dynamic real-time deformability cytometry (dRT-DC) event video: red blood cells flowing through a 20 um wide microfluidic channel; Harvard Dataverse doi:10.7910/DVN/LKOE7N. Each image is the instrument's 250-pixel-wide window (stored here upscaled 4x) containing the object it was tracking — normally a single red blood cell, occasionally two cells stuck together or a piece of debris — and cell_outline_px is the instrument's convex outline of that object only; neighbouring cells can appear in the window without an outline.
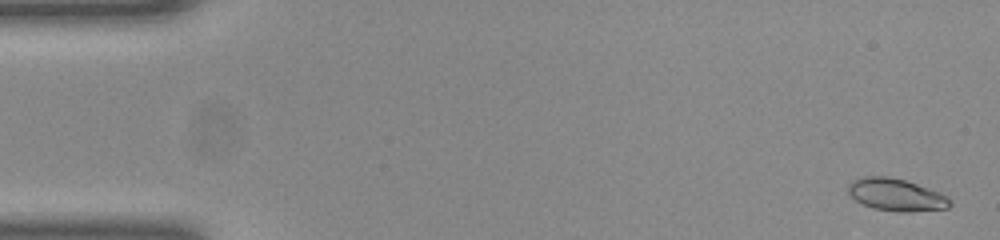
{"species": "common noctule bat (a hibernating species)", "species_latin": "Nyctalus noctula", "temperature_condition": "room temperature", "stored_images_in_passage": 51, "camera_frame_rate_fps": 3000, "um_per_image_px": 0.085, "animal": {"sex": "female", "body_mass_g": 23.0, "forearm_length_mm": 53.4}, "frame": {"image": 1, "passage_image": 2, "time_ms": 0.333, "image_size_px": [1000, 240], "cell_outline_px": [[952, 204], [948, 208], [908, 212], [900, 212], [876, 208], [864, 204], [856, 200], [848, 192], [848, 184], [852, 180], [864, 176], [888, 176], [904, 180], [940, 192], [948, 196], [952, 200]], "centroid_in_image_um": [76.2, 16.55], "position_along_channel_um": 8.8, "area_um2": 19.07}}
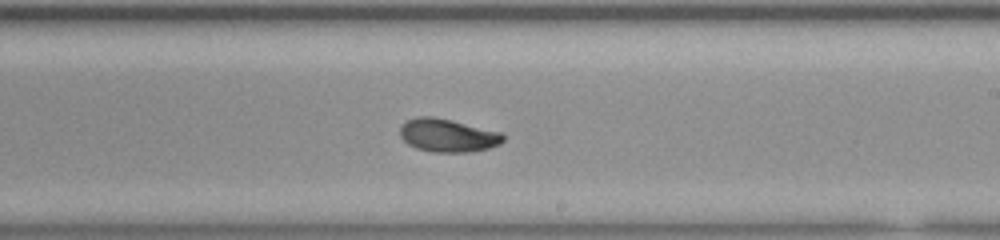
{"frame": {"image": 2, "passage_image": 30, "time_ms": 9.667, "image_size_px": [1000, 240], "cell_outline_px": [[504, 140], [500, 144], [488, 148], [468, 152], [432, 152], [416, 148], [408, 144], [400, 136], [400, 128], [408, 120], [416, 116], [436, 116], [500, 132], [504, 136]], "centroid_in_image_um": [38.04, 11.5], "position_along_channel_um": 251.0, "area_um2": 19.88}}
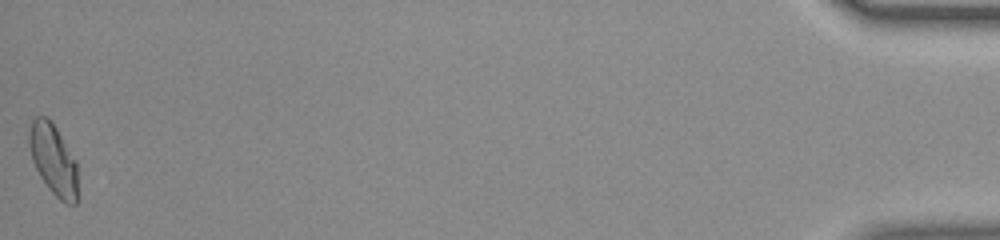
{"frame": {"image": 3, "passage_image": 51, "time_ms": 16.667, "image_size_px": [1000, 240], "cell_outline_px": [[76, 204], [64, 204], [48, 188], [40, 176], [32, 160], [28, 144], [28, 132], [32, 120], [36, 116], [44, 116], [56, 128], [76, 160]], "centroid_in_image_um": [4.5, 13.57], "position_along_channel_um": 430.7, "area_um2": 19.83}, "authors_computed_cell_mechanics": {"area_um2": 19.363, "velocity_mm_per_s": 4.0348, "shape_relaxation_time_tau1_ms": 4.6331, "shape_relaxation_time_tau2_ms": 1.9739, "deformation_change_tau1": 0.146, "deformation_change_tau2": 0.0581}}